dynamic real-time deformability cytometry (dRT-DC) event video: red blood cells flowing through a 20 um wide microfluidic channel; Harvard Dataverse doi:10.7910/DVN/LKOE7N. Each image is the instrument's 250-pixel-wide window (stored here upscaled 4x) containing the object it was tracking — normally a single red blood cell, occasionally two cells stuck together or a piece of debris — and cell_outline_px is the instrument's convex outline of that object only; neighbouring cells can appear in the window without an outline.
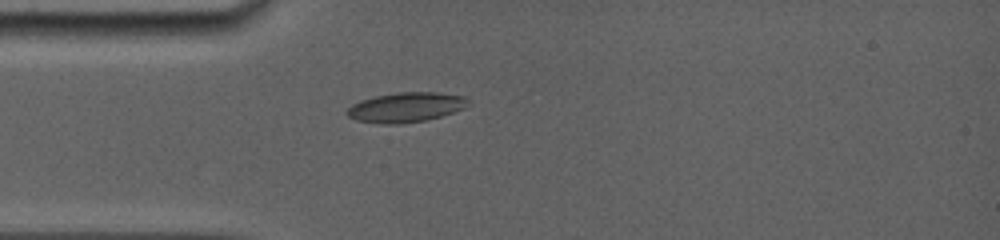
{"species": "common noctule bat (a hibernating species)", "species_latin": "Nyctalus noctula", "temperature_condition": "room temperature", "stored_images_in_passage": 1, "camera_frame_rate_fps": 5000, "um_per_image_px": 0.085, "animal": {"sex": "female", "body_mass_g": 19.0, "forearm_length_mm": 56.7}, "frame": {"image": 1, "passage_image": 1, "time_ms": 0.0, "image_size_px": [1000, 240], "cell_outline_px": [[468, 104], [464, 108], [440, 116], [424, 120], [396, 124], [384, 124], [356, 120], [348, 116], [344, 112], [352, 104], [360, 100], [376, 96], [396, 92], [436, 92], [464, 96], [468, 100]], "centroid_in_image_um": [34.46, 9.11], "position_along_channel_um": 50.5, "area_um2": 20.87}}